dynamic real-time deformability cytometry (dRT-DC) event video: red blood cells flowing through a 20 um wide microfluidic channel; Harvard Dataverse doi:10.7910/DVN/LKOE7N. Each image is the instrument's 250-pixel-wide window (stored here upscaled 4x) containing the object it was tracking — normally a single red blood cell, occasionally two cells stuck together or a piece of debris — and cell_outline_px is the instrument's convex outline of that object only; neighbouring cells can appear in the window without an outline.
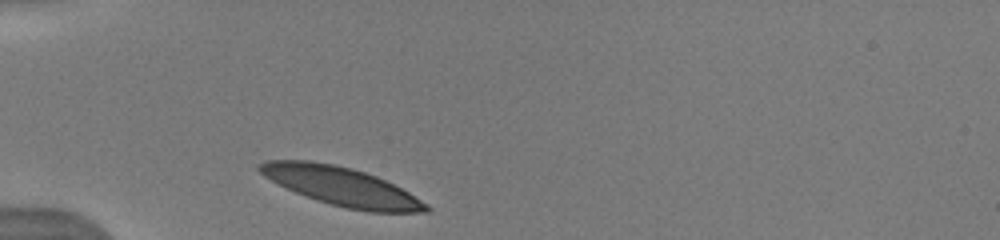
{"species": "human", "species_latin": "Homo sapiens", "temperature_condition": "warm", "stored_images_in_passage": 19, "camera_frame_rate_fps": 3000, "um_per_image_px": 0.085, "donor": {"sex": "male"}, "frame": {"image": 1, "passage_image": 1, "time_ms": 0.0, "image_size_px": [1000, 240], "cell_outline_px": [[432, 208], [428, 212], [368, 212], [348, 208], [316, 200], [296, 192], [264, 176], [256, 168], [264, 160], [308, 160], [332, 164], [352, 168], [376, 176], [408, 192], [428, 204]], "centroid_in_image_um": [29.03, 15.84], "position_along_channel_um": 56.0, "area_um2": 36.93}, "authors_computed_cell_mechanics": {"area_um2": 36.2984, "velocity_mm_per_s": 3.935, "shape_relaxation_time_tau1_ms": 1.2337, "shape_relaxation_time_tau2_ms": 3.6191, "deformation_change_tau1": 0.0619, "deformation_change_tau2": 0.0886}}